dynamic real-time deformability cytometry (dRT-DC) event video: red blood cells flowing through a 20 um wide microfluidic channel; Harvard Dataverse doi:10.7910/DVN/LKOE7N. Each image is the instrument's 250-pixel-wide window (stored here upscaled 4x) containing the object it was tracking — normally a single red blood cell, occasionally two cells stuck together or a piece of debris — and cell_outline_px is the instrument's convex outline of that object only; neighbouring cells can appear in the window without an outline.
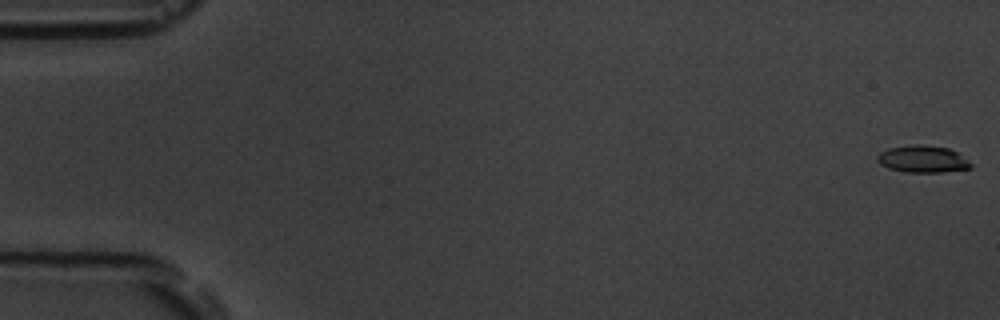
{"species": "common noctule bat (a hibernating species)", "species_latin": "Nyctalus noctula", "temperature_condition": "room temperature", "stored_images_in_passage": 55, "camera_frame_rate_fps": 3000, "um_per_image_px": 0.085, "animal": {"sex": "male", "body_mass_g": 19.5, "forearm_length_mm": 54.6}, "frame": {"image": 1, "passage_image": 1, "time_ms": 0.0, "image_size_px": [1000, 320], "cell_outline_px": [[972, 168], [944, 172], [904, 172], [888, 168], [880, 164], [876, 160], [876, 156], [880, 152], [888, 148], [916, 144], [920, 144], [948, 148], [956, 152], [968, 160], [972, 164]], "centroid_in_image_um": [78.41, 13.53], "position_along_channel_um": 6.6, "area_um2": 14.8}}
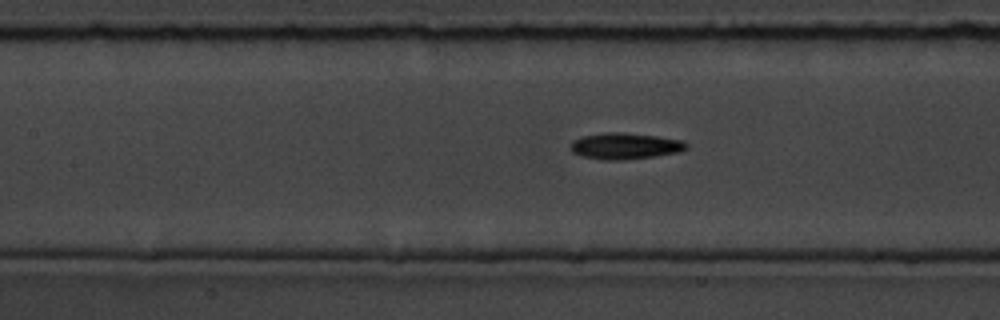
{"frame": {"image": 2, "passage_image": 25, "time_ms": 8.0, "image_size_px": [1000, 320], "cell_outline_px": [[688, 148], [680, 152], [656, 156], [616, 160], [604, 160], [584, 156], [572, 152], [572, 140], [584, 136], [604, 132], [620, 132], [656, 136], [684, 140], [688, 144]], "centroid_in_image_um": [53.18, 12.4], "position_along_channel_um": 154.2, "area_um2": 17.63}}
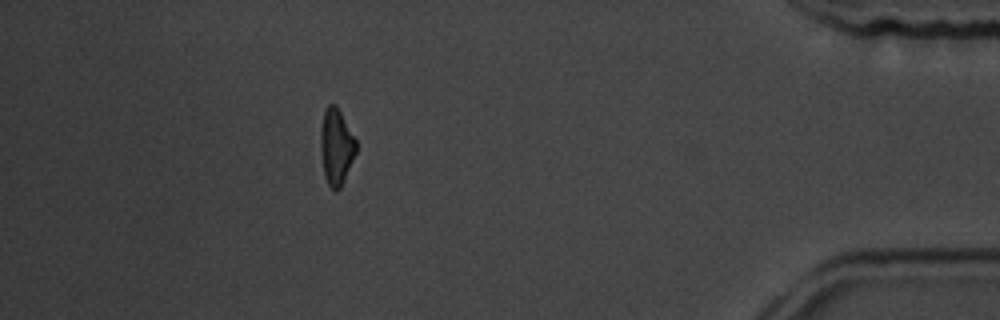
{"frame": {"image": 3, "passage_image": 49, "time_ms": 16.0, "image_size_px": [1000, 320], "cell_outline_px": [[356, 152], [340, 188], [336, 192], [328, 184], [324, 176], [320, 144], [320, 128], [324, 112], [328, 104], [336, 104], [356, 140]], "centroid_in_image_um": [28.56, 12.45], "position_along_channel_um": 406.6, "area_um2": 15.61}, "authors_computed_cell_mechanics": {"area_um2": 16.1262, "velocity_mm_per_s": 3.7917, "shape_relaxation_time_tau1_ms": 2.2526, "shape_relaxation_time_tau2_ms": 2.5619, "deformation_change_tau1": 0.148, "deformation_change_tau2": 0.1163}}